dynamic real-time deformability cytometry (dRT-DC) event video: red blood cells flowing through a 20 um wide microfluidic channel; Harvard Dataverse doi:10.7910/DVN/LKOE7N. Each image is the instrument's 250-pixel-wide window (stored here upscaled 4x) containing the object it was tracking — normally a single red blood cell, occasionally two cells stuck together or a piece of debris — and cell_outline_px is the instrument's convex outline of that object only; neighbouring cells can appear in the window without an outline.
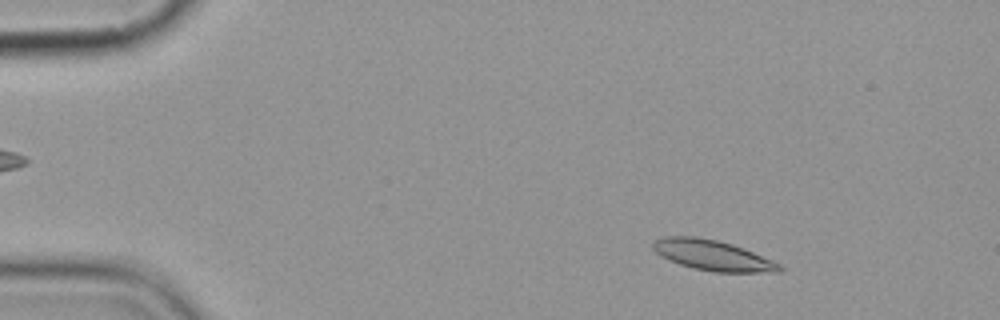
{"species": "common noctule bat (a hibernating species)", "species_latin": "Nyctalus noctula", "temperature_condition": "cold", "stored_images_in_passage": 4, "camera_frame_rate_fps": 3000, "um_per_image_px": 0.085, "animal": {"sex": "female", "body_mass_g": 19.9}, "frame": {"image": 1, "passage_image": 2, "time_ms": 1.0, "image_size_px": [1000, 320], "cell_outline_px": [[784, 268], [780, 272], [712, 272], [692, 268], [680, 264], [660, 256], [652, 248], [652, 244], [656, 240], [664, 236], [696, 236], [716, 240], [732, 244], [744, 248], [772, 260], [780, 264]], "centroid_in_image_um": [60.57, 21.7], "position_along_channel_um": 24.4, "area_um2": 22.43}}